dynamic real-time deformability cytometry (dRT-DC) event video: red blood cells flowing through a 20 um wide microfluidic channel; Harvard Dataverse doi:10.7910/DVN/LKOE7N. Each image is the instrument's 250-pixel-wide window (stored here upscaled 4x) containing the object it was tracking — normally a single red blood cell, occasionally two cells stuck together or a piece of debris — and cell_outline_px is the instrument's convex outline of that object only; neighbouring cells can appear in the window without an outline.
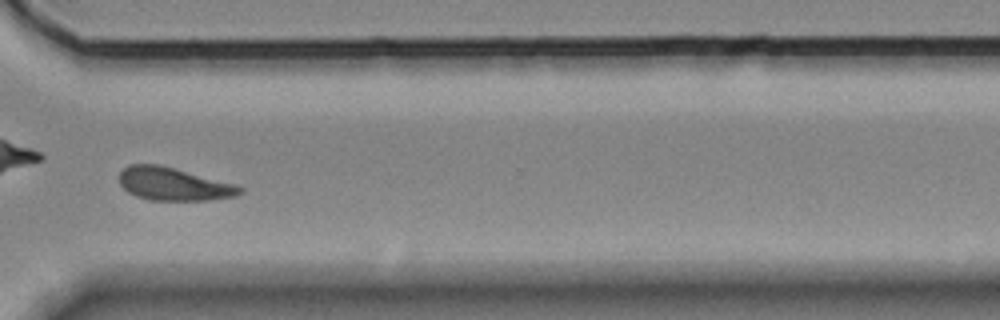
{"species": "Egyptian fruit bat (a non-hibernating species)", "species_latin": "Rousettus aegyptiacus", "temperature_condition": "room temperature", "stored_images_in_passage": 55, "camera_frame_rate_fps": 3000, "um_per_image_px": 0.085, "animal": {"sex": "female"}, "frame": {"image": 1, "passage_image": 40, "time_ms": 13.0, "image_size_px": [1000, 320], "cell_outline_px": [[244, 192], [236, 196], [208, 200], [152, 200], [136, 196], [128, 192], [120, 184], [120, 172], [128, 164], [160, 164], [236, 184], [244, 188]], "centroid_in_image_um": [14.78, 15.64], "position_along_channel_um": 355.8, "area_um2": 23.24}, "authors_computed_cell_mechanics": {"area_um2": 23.5824, "velocity_mm_per_s": 3.5567, "shape_relaxation_time_tau1_ms": 5.6939, "shape_relaxation_time_tau2_ms": 2.8629, "deformation_change_tau1": 0.115, "deformation_change_tau2": 0.0947}}